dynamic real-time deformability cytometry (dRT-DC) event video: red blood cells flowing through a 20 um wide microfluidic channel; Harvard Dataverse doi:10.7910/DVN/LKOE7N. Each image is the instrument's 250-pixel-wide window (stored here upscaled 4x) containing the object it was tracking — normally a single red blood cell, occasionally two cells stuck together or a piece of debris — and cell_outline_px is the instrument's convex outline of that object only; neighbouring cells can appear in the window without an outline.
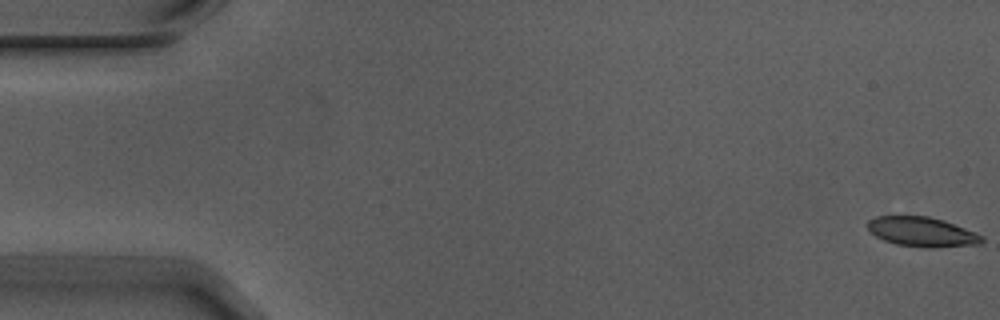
{"species": "Egyptian fruit bat (a non-hibernating species)", "species_latin": "Rousettus aegyptiacus", "temperature_condition": "warm", "stored_images_in_passage": 7, "camera_frame_rate_fps": 3000, "um_per_image_px": 0.085, "animal": {"sex": "male"}, "frame": {"image": 1, "passage_image": 1, "time_ms": 0.0, "image_size_px": [1000, 320], "cell_outline_px": [[984, 240], [980, 244], [932, 248], [924, 248], [896, 244], [884, 240], [868, 232], [864, 224], [868, 220], [876, 216], [928, 216], [944, 220], [976, 232], [984, 236]], "centroid_in_image_um": [78.34, 19.71], "position_along_channel_um": 6.7, "area_um2": 20.11}}